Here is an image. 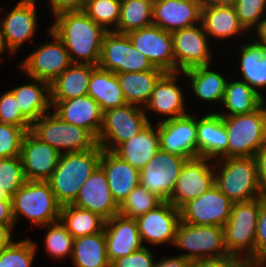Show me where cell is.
Returning <instances> with one entry per match:
<instances>
[{
    "mask_svg": "<svg viewBox=\"0 0 266 267\" xmlns=\"http://www.w3.org/2000/svg\"><path fill=\"white\" fill-rule=\"evenodd\" d=\"M30 130L0 123V159L20 156L23 137Z\"/></svg>",
    "mask_w": 266,
    "mask_h": 267,
    "instance_id": "bcb514c9",
    "label": "cell"
},
{
    "mask_svg": "<svg viewBox=\"0 0 266 267\" xmlns=\"http://www.w3.org/2000/svg\"><path fill=\"white\" fill-rule=\"evenodd\" d=\"M186 160L184 157L159 149L140 170V184L163 201H168Z\"/></svg>",
    "mask_w": 266,
    "mask_h": 267,
    "instance_id": "5bb4252c",
    "label": "cell"
},
{
    "mask_svg": "<svg viewBox=\"0 0 266 267\" xmlns=\"http://www.w3.org/2000/svg\"><path fill=\"white\" fill-rule=\"evenodd\" d=\"M215 185L234 203L261 198L255 157L214 160Z\"/></svg>",
    "mask_w": 266,
    "mask_h": 267,
    "instance_id": "3957f363",
    "label": "cell"
},
{
    "mask_svg": "<svg viewBox=\"0 0 266 267\" xmlns=\"http://www.w3.org/2000/svg\"><path fill=\"white\" fill-rule=\"evenodd\" d=\"M0 123L20 128L32 127V124L22 115L16 98L10 90L0 95Z\"/></svg>",
    "mask_w": 266,
    "mask_h": 267,
    "instance_id": "7dc6e473",
    "label": "cell"
},
{
    "mask_svg": "<svg viewBox=\"0 0 266 267\" xmlns=\"http://www.w3.org/2000/svg\"><path fill=\"white\" fill-rule=\"evenodd\" d=\"M138 231L142 243L151 245L169 243L173 245L180 218V209L168 201H164L157 208L137 217Z\"/></svg>",
    "mask_w": 266,
    "mask_h": 267,
    "instance_id": "d6986e66",
    "label": "cell"
},
{
    "mask_svg": "<svg viewBox=\"0 0 266 267\" xmlns=\"http://www.w3.org/2000/svg\"><path fill=\"white\" fill-rule=\"evenodd\" d=\"M98 66L112 73L161 70L152 66L147 57L134 48L127 34L107 31L102 42Z\"/></svg>",
    "mask_w": 266,
    "mask_h": 267,
    "instance_id": "30bf717a",
    "label": "cell"
},
{
    "mask_svg": "<svg viewBox=\"0 0 266 267\" xmlns=\"http://www.w3.org/2000/svg\"><path fill=\"white\" fill-rule=\"evenodd\" d=\"M203 5L212 6H235L238 0H202Z\"/></svg>",
    "mask_w": 266,
    "mask_h": 267,
    "instance_id": "680465c9",
    "label": "cell"
},
{
    "mask_svg": "<svg viewBox=\"0 0 266 267\" xmlns=\"http://www.w3.org/2000/svg\"><path fill=\"white\" fill-rule=\"evenodd\" d=\"M201 24L208 35L223 40L245 34L247 31L241 25L235 7L203 5Z\"/></svg>",
    "mask_w": 266,
    "mask_h": 267,
    "instance_id": "f1b7e54d",
    "label": "cell"
},
{
    "mask_svg": "<svg viewBox=\"0 0 266 267\" xmlns=\"http://www.w3.org/2000/svg\"><path fill=\"white\" fill-rule=\"evenodd\" d=\"M61 153L27 131L21 144L20 157L27 181H47L55 170Z\"/></svg>",
    "mask_w": 266,
    "mask_h": 267,
    "instance_id": "ffe728a7",
    "label": "cell"
},
{
    "mask_svg": "<svg viewBox=\"0 0 266 267\" xmlns=\"http://www.w3.org/2000/svg\"><path fill=\"white\" fill-rule=\"evenodd\" d=\"M235 10L244 29L256 30L266 17V0H238Z\"/></svg>",
    "mask_w": 266,
    "mask_h": 267,
    "instance_id": "f6af8a7d",
    "label": "cell"
},
{
    "mask_svg": "<svg viewBox=\"0 0 266 267\" xmlns=\"http://www.w3.org/2000/svg\"><path fill=\"white\" fill-rule=\"evenodd\" d=\"M253 42L239 46V68L242 73L239 80L246 82L265 100L266 97L258 89L266 87V48L256 40Z\"/></svg>",
    "mask_w": 266,
    "mask_h": 267,
    "instance_id": "e575fe53",
    "label": "cell"
},
{
    "mask_svg": "<svg viewBox=\"0 0 266 267\" xmlns=\"http://www.w3.org/2000/svg\"><path fill=\"white\" fill-rule=\"evenodd\" d=\"M52 14L55 16L65 11H82L87 0H48Z\"/></svg>",
    "mask_w": 266,
    "mask_h": 267,
    "instance_id": "f907efd6",
    "label": "cell"
},
{
    "mask_svg": "<svg viewBox=\"0 0 266 267\" xmlns=\"http://www.w3.org/2000/svg\"><path fill=\"white\" fill-rule=\"evenodd\" d=\"M171 34L175 72H183L193 67L212 63L211 41H209L210 39H208L201 23L175 30Z\"/></svg>",
    "mask_w": 266,
    "mask_h": 267,
    "instance_id": "4fadbf2b",
    "label": "cell"
},
{
    "mask_svg": "<svg viewBox=\"0 0 266 267\" xmlns=\"http://www.w3.org/2000/svg\"><path fill=\"white\" fill-rule=\"evenodd\" d=\"M46 227L44 242L46 252L52 259L63 260L66 256H72L74 237L67 231L66 227L59 221L41 226Z\"/></svg>",
    "mask_w": 266,
    "mask_h": 267,
    "instance_id": "60d3db41",
    "label": "cell"
},
{
    "mask_svg": "<svg viewBox=\"0 0 266 267\" xmlns=\"http://www.w3.org/2000/svg\"><path fill=\"white\" fill-rule=\"evenodd\" d=\"M258 166L259 188L266 197V144L255 155Z\"/></svg>",
    "mask_w": 266,
    "mask_h": 267,
    "instance_id": "f5cc1de1",
    "label": "cell"
},
{
    "mask_svg": "<svg viewBox=\"0 0 266 267\" xmlns=\"http://www.w3.org/2000/svg\"><path fill=\"white\" fill-rule=\"evenodd\" d=\"M36 6V0H19L0 20L2 42L9 54L17 53L27 40L34 43L33 37L38 26Z\"/></svg>",
    "mask_w": 266,
    "mask_h": 267,
    "instance_id": "2e32d148",
    "label": "cell"
},
{
    "mask_svg": "<svg viewBox=\"0 0 266 267\" xmlns=\"http://www.w3.org/2000/svg\"><path fill=\"white\" fill-rule=\"evenodd\" d=\"M30 131L61 154L90 150L97 144L87 129L62 121L53 111L35 121Z\"/></svg>",
    "mask_w": 266,
    "mask_h": 267,
    "instance_id": "52a82bcc",
    "label": "cell"
},
{
    "mask_svg": "<svg viewBox=\"0 0 266 267\" xmlns=\"http://www.w3.org/2000/svg\"><path fill=\"white\" fill-rule=\"evenodd\" d=\"M264 259H266V197H261L256 226L255 263L260 264Z\"/></svg>",
    "mask_w": 266,
    "mask_h": 267,
    "instance_id": "681fc988",
    "label": "cell"
},
{
    "mask_svg": "<svg viewBox=\"0 0 266 267\" xmlns=\"http://www.w3.org/2000/svg\"><path fill=\"white\" fill-rule=\"evenodd\" d=\"M104 234L110 263L144 247L137 222L133 218H127L120 214L113 216L105 221Z\"/></svg>",
    "mask_w": 266,
    "mask_h": 267,
    "instance_id": "cb8c5ba5",
    "label": "cell"
},
{
    "mask_svg": "<svg viewBox=\"0 0 266 267\" xmlns=\"http://www.w3.org/2000/svg\"><path fill=\"white\" fill-rule=\"evenodd\" d=\"M51 109L64 122L87 129L96 139L103 124V112L89 95L69 100H50Z\"/></svg>",
    "mask_w": 266,
    "mask_h": 267,
    "instance_id": "7402d4cb",
    "label": "cell"
},
{
    "mask_svg": "<svg viewBox=\"0 0 266 267\" xmlns=\"http://www.w3.org/2000/svg\"><path fill=\"white\" fill-rule=\"evenodd\" d=\"M211 64L197 66L182 72L188 78L193 93L200 100L223 102L227 80L223 75L211 70Z\"/></svg>",
    "mask_w": 266,
    "mask_h": 267,
    "instance_id": "d6a6232c",
    "label": "cell"
},
{
    "mask_svg": "<svg viewBox=\"0 0 266 267\" xmlns=\"http://www.w3.org/2000/svg\"><path fill=\"white\" fill-rule=\"evenodd\" d=\"M71 259L75 267H111L104 230L74 239Z\"/></svg>",
    "mask_w": 266,
    "mask_h": 267,
    "instance_id": "d590c367",
    "label": "cell"
},
{
    "mask_svg": "<svg viewBox=\"0 0 266 267\" xmlns=\"http://www.w3.org/2000/svg\"><path fill=\"white\" fill-rule=\"evenodd\" d=\"M181 73L165 72L157 81L152 95L143 109L155 112L157 115L167 116L163 120L189 114L185 106L184 92L177 84L178 75H181Z\"/></svg>",
    "mask_w": 266,
    "mask_h": 267,
    "instance_id": "d4e9b609",
    "label": "cell"
},
{
    "mask_svg": "<svg viewBox=\"0 0 266 267\" xmlns=\"http://www.w3.org/2000/svg\"><path fill=\"white\" fill-rule=\"evenodd\" d=\"M11 199L15 224L23 216L36 227L60 219L61 205L47 181H26Z\"/></svg>",
    "mask_w": 266,
    "mask_h": 267,
    "instance_id": "5b68a950",
    "label": "cell"
},
{
    "mask_svg": "<svg viewBox=\"0 0 266 267\" xmlns=\"http://www.w3.org/2000/svg\"><path fill=\"white\" fill-rule=\"evenodd\" d=\"M260 198L234 202L230 217L223 226L225 247L231 257L255 263V237Z\"/></svg>",
    "mask_w": 266,
    "mask_h": 267,
    "instance_id": "277c9868",
    "label": "cell"
},
{
    "mask_svg": "<svg viewBox=\"0 0 266 267\" xmlns=\"http://www.w3.org/2000/svg\"><path fill=\"white\" fill-rule=\"evenodd\" d=\"M237 267H263L259 263L241 262Z\"/></svg>",
    "mask_w": 266,
    "mask_h": 267,
    "instance_id": "91938a15",
    "label": "cell"
},
{
    "mask_svg": "<svg viewBox=\"0 0 266 267\" xmlns=\"http://www.w3.org/2000/svg\"><path fill=\"white\" fill-rule=\"evenodd\" d=\"M127 35L134 48L145 55L153 67L164 72H175L171 32L152 24Z\"/></svg>",
    "mask_w": 266,
    "mask_h": 267,
    "instance_id": "e0dca14e",
    "label": "cell"
},
{
    "mask_svg": "<svg viewBox=\"0 0 266 267\" xmlns=\"http://www.w3.org/2000/svg\"><path fill=\"white\" fill-rule=\"evenodd\" d=\"M54 18L50 30L63 42L71 62L98 66L107 31L83 10L61 12Z\"/></svg>",
    "mask_w": 266,
    "mask_h": 267,
    "instance_id": "6da1fadb",
    "label": "cell"
},
{
    "mask_svg": "<svg viewBox=\"0 0 266 267\" xmlns=\"http://www.w3.org/2000/svg\"><path fill=\"white\" fill-rule=\"evenodd\" d=\"M264 100L251 86L241 80L226 83L222 105L228 111L217 112L221 116L248 114L257 110Z\"/></svg>",
    "mask_w": 266,
    "mask_h": 267,
    "instance_id": "8d00e7d4",
    "label": "cell"
},
{
    "mask_svg": "<svg viewBox=\"0 0 266 267\" xmlns=\"http://www.w3.org/2000/svg\"><path fill=\"white\" fill-rule=\"evenodd\" d=\"M150 123L146 111L139 106L126 104L103 112V124L97 144L114 151L121 143L139 134Z\"/></svg>",
    "mask_w": 266,
    "mask_h": 267,
    "instance_id": "9c48e42d",
    "label": "cell"
},
{
    "mask_svg": "<svg viewBox=\"0 0 266 267\" xmlns=\"http://www.w3.org/2000/svg\"><path fill=\"white\" fill-rule=\"evenodd\" d=\"M154 0H121L120 18L115 32L128 34L152 25Z\"/></svg>",
    "mask_w": 266,
    "mask_h": 267,
    "instance_id": "f35d334b",
    "label": "cell"
},
{
    "mask_svg": "<svg viewBox=\"0 0 266 267\" xmlns=\"http://www.w3.org/2000/svg\"><path fill=\"white\" fill-rule=\"evenodd\" d=\"M72 205L97 213L105 220L119 214V205L112 197L106 174L100 166L81 186Z\"/></svg>",
    "mask_w": 266,
    "mask_h": 267,
    "instance_id": "603a6c76",
    "label": "cell"
},
{
    "mask_svg": "<svg viewBox=\"0 0 266 267\" xmlns=\"http://www.w3.org/2000/svg\"><path fill=\"white\" fill-rule=\"evenodd\" d=\"M265 103L252 113L222 116L228 134L227 158L255 157L266 144Z\"/></svg>",
    "mask_w": 266,
    "mask_h": 267,
    "instance_id": "8992f818",
    "label": "cell"
},
{
    "mask_svg": "<svg viewBox=\"0 0 266 267\" xmlns=\"http://www.w3.org/2000/svg\"><path fill=\"white\" fill-rule=\"evenodd\" d=\"M155 127L150 122L138 135L121 143L113 152L136 169H143L160 149L158 123Z\"/></svg>",
    "mask_w": 266,
    "mask_h": 267,
    "instance_id": "83f0119b",
    "label": "cell"
},
{
    "mask_svg": "<svg viewBox=\"0 0 266 267\" xmlns=\"http://www.w3.org/2000/svg\"><path fill=\"white\" fill-rule=\"evenodd\" d=\"M256 34L259 40H256L259 44L266 48V17L260 22L259 27L256 29Z\"/></svg>",
    "mask_w": 266,
    "mask_h": 267,
    "instance_id": "6f0895ef",
    "label": "cell"
},
{
    "mask_svg": "<svg viewBox=\"0 0 266 267\" xmlns=\"http://www.w3.org/2000/svg\"><path fill=\"white\" fill-rule=\"evenodd\" d=\"M102 150L96 144L90 150L60 155L58 164L47 182L61 206L75 201L81 186L99 166Z\"/></svg>",
    "mask_w": 266,
    "mask_h": 267,
    "instance_id": "7a4b0ae2",
    "label": "cell"
},
{
    "mask_svg": "<svg viewBox=\"0 0 266 267\" xmlns=\"http://www.w3.org/2000/svg\"><path fill=\"white\" fill-rule=\"evenodd\" d=\"M53 40L41 44L36 50L22 59L20 69L30 78L52 83L71 64L69 52L63 42L48 28Z\"/></svg>",
    "mask_w": 266,
    "mask_h": 267,
    "instance_id": "8fae6325",
    "label": "cell"
},
{
    "mask_svg": "<svg viewBox=\"0 0 266 267\" xmlns=\"http://www.w3.org/2000/svg\"><path fill=\"white\" fill-rule=\"evenodd\" d=\"M170 257V258H169ZM168 258H163L160 261H156L154 267H188L190 260L186 259L181 255L169 256Z\"/></svg>",
    "mask_w": 266,
    "mask_h": 267,
    "instance_id": "11a10c76",
    "label": "cell"
},
{
    "mask_svg": "<svg viewBox=\"0 0 266 267\" xmlns=\"http://www.w3.org/2000/svg\"><path fill=\"white\" fill-rule=\"evenodd\" d=\"M154 253L144 246L130 255L119 257L111 263V267H154Z\"/></svg>",
    "mask_w": 266,
    "mask_h": 267,
    "instance_id": "c3c4849f",
    "label": "cell"
},
{
    "mask_svg": "<svg viewBox=\"0 0 266 267\" xmlns=\"http://www.w3.org/2000/svg\"><path fill=\"white\" fill-rule=\"evenodd\" d=\"M213 166L214 160L204 157L186 160L168 202L180 209L188 201L208 191L215 185Z\"/></svg>",
    "mask_w": 266,
    "mask_h": 267,
    "instance_id": "7c38bea8",
    "label": "cell"
},
{
    "mask_svg": "<svg viewBox=\"0 0 266 267\" xmlns=\"http://www.w3.org/2000/svg\"><path fill=\"white\" fill-rule=\"evenodd\" d=\"M59 220L74 239L102 232L106 221L99 214L72 204L61 206Z\"/></svg>",
    "mask_w": 266,
    "mask_h": 267,
    "instance_id": "74e56055",
    "label": "cell"
},
{
    "mask_svg": "<svg viewBox=\"0 0 266 267\" xmlns=\"http://www.w3.org/2000/svg\"><path fill=\"white\" fill-rule=\"evenodd\" d=\"M198 157L226 159L228 134L222 116L217 112L196 119Z\"/></svg>",
    "mask_w": 266,
    "mask_h": 267,
    "instance_id": "4316f807",
    "label": "cell"
},
{
    "mask_svg": "<svg viewBox=\"0 0 266 267\" xmlns=\"http://www.w3.org/2000/svg\"><path fill=\"white\" fill-rule=\"evenodd\" d=\"M233 202L216 186L180 208L181 221L193 225L222 227L230 217Z\"/></svg>",
    "mask_w": 266,
    "mask_h": 267,
    "instance_id": "9a60e30c",
    "label": "cell"
},
{
    "mask_svg": "<svg viewBox=\"0 0 266 267\" xmlns=\"http://www.w3.org/2000/svg\"><path fill=\"white\" fill-rule=\"evenodd\" d=\"M36 251L37 244L28 238L13 241L0 249V267H31Z\"/></svg>",
    "mask_w": 266,
    "mask_h": 267,
    "instance_id": "7bdbcfd3",
    "label": "cell"
},
{
    "mask_svg": "<svg viewBox=\"0 0 266 267\" xmlns=\"http://www.w3.org/2000/svg\"><path fill=\"white\" fill-rule=\"evenodd\" d=\"M26 181L20 156L0 159V189L12 197Z\"/></svg>",
    "mask_w": 266,
    "mask_h": 267,
    "instance_id": "ee69618b",
    "label": "cell"
},
{
    "mask_svg": "<svg viewBox=\"0 0 266 267\" xmlns=\"http://www.w3.org/2000/svg\"><path fill=\"white\" fill-rule=\"evenodd\" d=\"M164 73L163 70L117 73L127 104L143 108L149 101L157 81Z\"/></svg>",
    "mask_w": 266,
    "mask_h": 267,
    "instance_id": "836d02e7",
    "label": "cell"
},
{
    "mask_svg": "<svg viewBox=\"0 0 266 267\" xmlns=\"http://www.w3.org/2000/svg\"><path fill=\"white\" fill-rule=\"evenodd\" d=\"M1 9V8H0ZM6 51L3 42H2V37H1V30H0V59H2V54Z\"/></svg>",
    "mask_w": 266,
    "mask_h": 267,
    "instance_id": "94428289",
    "label": "cell"
},
{
    "mask_svg": "<svg viewBox=\"0 0 266 267\" xmlns=\"http://www.w3.org/2000/svg\"><path fill=\"white\" fill-rule=\"evenodd\" d=\"M99 166L106 174L113 199L120 206L140 184V170L108 150H102Z\"/></svg>",
    "mask_w": 266,
    "mask_h": 267,
    "instance_id": "484cf974",
    "label": "cell"
},
{
    "mask_svg": "<svg viewBox=\"0 0 266 267\" xmlns=\"http://www.w3.org/2000/svg\"><path fill=\"white\" fill-rule=\"evenodd\" d=\"M87 95L99 104L102 112L127 104L117 74L99 66L92 70Z\"/></svg>",
    "mask_w": 266,
    "mask_h": 267,
    "instance_id": "1f68e13d",
    "label": "cell"
},
{
    "mask_svg": "<svg viewBox=\"0 0 266 267\" xmlns=\"http://www.w3.org/2000/svg\"><path fill=\"white\" fill-rule=\"evenodd\" d=\"M0 224L8 225L12 230L15 228L12 199H0Z\"/></svg>",
    "mask_w": 266,
    "mask_h": 267,
    "instance_id": "db71d44e",
    "label": "cell"
},
{
    "mask_svg": "<svg viewBox=\"0 0 266 267\" xmlns=\"http://www.w3.org/2000/svg\"><path fill=\"white\" fill-rule=\"evenodd\" d=\"M260 264H261L263 267H266V259H264Z\"/></svg>",
    "mask_w": 266,
    "mask_h": 267,
    "instance_id": "be15d7a7",
    "label": "cell"
},
{
    "mask_svg": "<svg viewBox=\"0 0 266 267\" xmlns=\"http://www.w3.org/2000/svg\"><path fill=\"white\" fill-rule=\"evenodd\" d=\"M194 115L187 114L158 122L160 149L188 159L198 157L197 126Z\"/></svg>",
    "mask_w": 266,
    "mask_h": 267,
    "instance_id": "ac0fdd59",
    "label": "cell"
},
{
    "mask_svg": "<svg viewBox=\"0 0 266 267\" xmlns=\"http://www.w3.org/2000/svg\"><path fill=\"white\" fill-rule=\"evenodd\" d=\"M96 66L72 63L50 83V100H69L87 95L92 70Z\"/></svg>",
    "mask_w": 266,
    "mask_h": 267,
    "instance_id": "4dcf8cb0",
    "label": "cell"
},
{
    "mask_svg": "<svg viewBox=\"0 0 266 267\" xmlns=\"http://www.w3.org/2000/svg\"><path fill=\"white\" fill-rule=\"evenodd\" d=\"M240 263L236 258H206L191 260L188 267H237Z\"/></svg>",
    "mask_w": 266,
    "mask_h": 267,
    "instance_id": "816d5d0a",
    "label": "cell"
},
{
    "mask_svg": "<svg viewBox=\"0 0 266 267\" xmlns=\"http://www.w3.org/2000/svg\"><path fill=\"white\" fill-rule=\"evenodd\" d=\"M202 0H154L152 24L173 32L201 23Z\"/></svg>",
    "mask_w": 266,
    "mask_h": 267,
    "instance_id": "44dd1931",
    "label": "cell"
},
{
    "mask_svg": "<svg viewBox=\"0 0 266 267\" xmlns=\"http://www.w3.org/2000/svg\"><path fill=\"white\" fill-rule=\"evenodd\" d=\"M0 199H11V197L5 192V190L0 189Z\"/></svg>",
    "mask_w": 266,
    "mask_h": 267,
    "instance_id": "6125c7cd",
    "label": "cell"
},
{
    "mask_svg": "<svg viewBox=\"0 0 266 267\" xmlns=\"http://www.w3.org/2000/svg\"><path fill=\"white\" fill-rule=\"evenodd\" d=\"M120 7L121 0H87L83 11L106 31H114L119 23Z\"/></svg>",
    "mask_w": 266,
    "mask_h": 267,
    "instance_id": "b9f144b4",
    "label": "cell"
},
{
    "mask_svg": "<svg viewBox=\"0 0 266 267\" xmlns=\"http://www.w3.org/2000/svg\"><path fill=\"white\" fill-rule=\"evenodd\" d=\"M33 82L10 90L16 98L22 115L33 124L42 115L50 112V84L31 78Z\"/></svg>",
    "mask_w": 266,
    "mask_h": 267,
    "instance_id": "f546056e",
    "label": "cell"
},
{
    "mask_svg": "<svg viewBox=\"0 0 266 267\" xmlns=\"http://www.w3.org/2000/svg\"><path fill=\"white\" fill-rule=\"evenodd\" d=\"M173 246L186 250L179 255L188 260L234 258L225 247L224 230L216 225H193L179 222Z\"/></svg>",
    "mask_w": 266,
    "mask_h": 267,
    "instance_id": "ba28073f",
    "label": "cell"
},
{
    "mask_svg": "<svg viewBox=\"0 0 266 267\" xmlns=\"http://www.w3.org/2000/svg\"><path fill=\"white\" fill-rule=\"evenodd\" d=\"M12 232L13 230L8 225L0 224V249L9 246L14 241Z\"/></svg>",
    "mask_w": 266,
    "mask_h": 267,
    "instance_id": "9f6ffc18",
    "label": "cell"
},
{
    "mask_svg": "<svg viewBox=\"0 0 266 267\" xmlns=\"http://www.w3.org/2000/svg\"><path fill=\"white\" fill-rule=\"evenodd\" d=\"M163 202L164 201L160 197L139 184L120 204L119 214L127 218L136 219L148 211L157 208Z\"/></svg>",
    "mask_w": 266,
    "mask_h": 267,
    "instance_id": "ab89813d",
    "label": "cell"
}]
</instances>
